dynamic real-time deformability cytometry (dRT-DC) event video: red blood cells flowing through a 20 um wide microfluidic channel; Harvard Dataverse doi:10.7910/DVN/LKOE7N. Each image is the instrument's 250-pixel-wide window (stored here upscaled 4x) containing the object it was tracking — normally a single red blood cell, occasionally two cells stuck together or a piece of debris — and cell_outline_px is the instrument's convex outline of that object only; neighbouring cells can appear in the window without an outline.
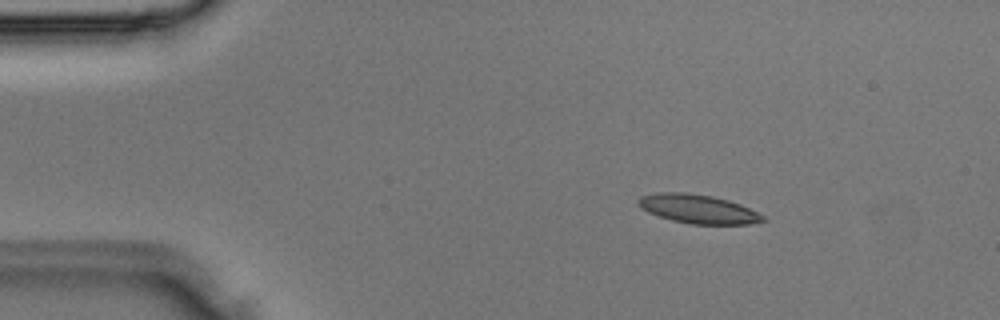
{"species": "Egyptian fruit bat (a non-hibernating species)", "species_latin": "Rousettus aegyptiacus", "temperature_condition": "room temperature", "stored_images_in_passage": 3, "camera_frame_rate_fps": 3000, "um_per_image_px": 0.085, "animal": {"sex": "male"}, "frame": {"image": 1, "passage_image": 1, "time_ms": 0.0, "image_size_px": [1000, 320], "cell_outline_px": [[768, 220], [748, 224], [688, 224], [672, 220], [648, 212], [640, 208], [636, 200], [640, 196], [656, 192], [684, 192], [712, 196], [728, 200], [740, 204], [764, 216]], "centroid_in_image_um": [59.3, 17.76], "position_along_channel_um": 25.7, "area_um2": 20.98}}